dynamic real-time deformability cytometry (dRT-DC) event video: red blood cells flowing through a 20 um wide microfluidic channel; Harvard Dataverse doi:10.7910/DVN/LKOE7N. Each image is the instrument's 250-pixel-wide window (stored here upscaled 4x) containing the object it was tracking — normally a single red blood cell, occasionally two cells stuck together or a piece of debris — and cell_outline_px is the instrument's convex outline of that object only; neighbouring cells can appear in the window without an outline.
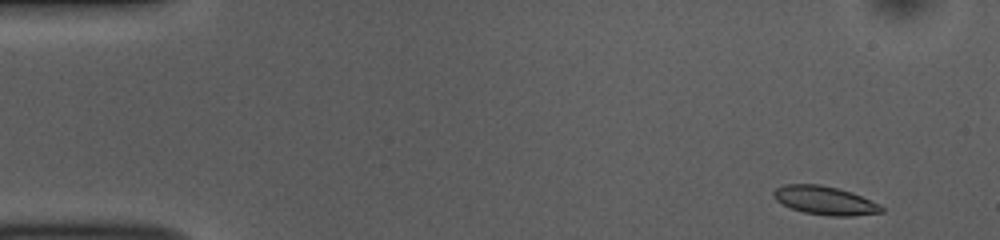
{"species": "common noctule bat (a hibernating species)", "species_latin": "Nyctalus noctula", "temperature_condition": "room temperature", "stored_images_in_passage": 50, "camera_frame_rate_fps": 3000, "um_per_image_px": 0.085, "animal": {"sex": "female", "body_mass_g": 10.0, "forearm_length_mm": 53.1}, "frame": {"image": 1, "passage_image": 1, "time_ms": 0.0, "image_size_px": [1000, 240], "cell_outline_px": [[884, 212], [852, 216], [828, 216], [804, 212], [792, 208], [776, 200], [772, 196], [772, 192], [776, 188], [784, 184], [820, 184], [852, 192], [880, 204], [884, 208]], "centroid_in_image_um": [70.12, 17.04], "position_along_channel_um": 14.9, "area_um2": 17.98}}
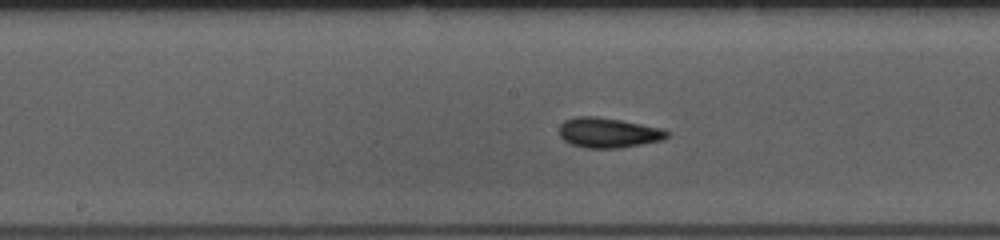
{"frame": {"image": 2, "passage_image": 24, "time_ms": 7.667, "image_size_px": [1000, 240], "cell_outline_px": [[668, 136], [660, 140], [620, 148], [588, 148], [572, 144], [564, 140], [560, 136], [560, 124], [564, 120], [576, 116], [596, 116], [620, 120], [664, 128], [668, 132]], "centroid_in_image_um": [51.69, 11.27], "position_along_channel_um": 196.5, "area_um2": 18.73}}
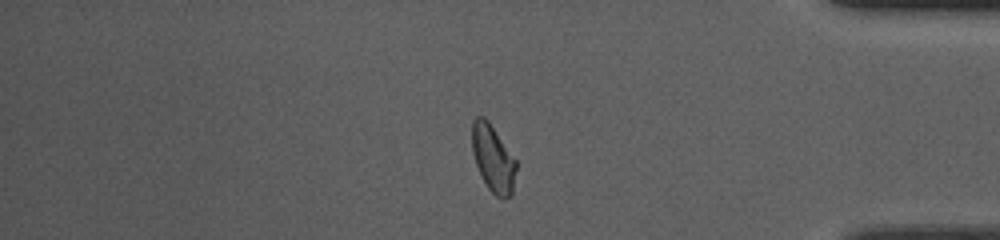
{"frame": {"image": 3, "passage_image": 42, "time_ms": 13.667, "image_size_px": [1000, 240], "cell_outline_px": [[516, 168], [512, 196], [496, 196], [488, 188], [476, 164], [472, 152], [472, 120], [476, 116], [484, 116], [488, 120], [516, 160]], "centroid_in_image_um": [41.9, 13.43], "position_along_channel_um": 393.3, "area_um2": 16.99}, "authors_computed_cell_mechanics": {"area_um2": 17.8024, "velocity_mm_per_s": 3.7215, "shape_relaxation_time_tau1_ms": 3.3629, "shape_relaxation_time_tau2_ms": 2.2719, "deformation_change_tau1": 0.1189, "deformation_change_tau2": 0.097}}